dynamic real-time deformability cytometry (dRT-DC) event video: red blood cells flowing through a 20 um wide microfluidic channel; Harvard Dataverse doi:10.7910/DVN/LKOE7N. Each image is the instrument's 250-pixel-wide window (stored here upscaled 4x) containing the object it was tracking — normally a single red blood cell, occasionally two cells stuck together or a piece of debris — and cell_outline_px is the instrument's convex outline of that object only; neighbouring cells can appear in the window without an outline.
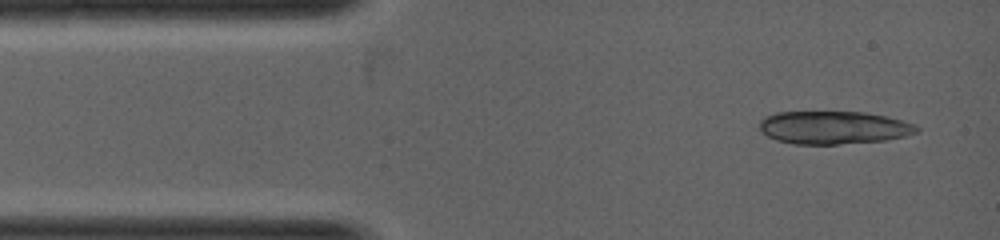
{"species": "common noctule bat (a hibernating species)", "species_latin": "Nyctalus noctula", "temperature_condition": "warm", "stored_images_in_passage": 1, "camera_frame_rate_fps": 5000, "um_per_image_px": 0.085, "animal": {"sex": "female", "body_mass_g": 19.0, "forearm_length_mm": 53.3}, "frame": {"image": 1, "passage_image": 1, "time_ms": 0.0, "image_size_px": [1000, 240], "cell_outline_px": [[920, 132], [904, 136], [884, 140], [836, 144], [796, 144], [776, 140], [768, 136], [760, 128], [760, 120], [764, 116], [776, 112], [864, 112], [888, 116], [916, 124], [920, 128]], "centroid_in_image_um": [70.89, 10.83], "position_along_channel_um": 14.1, "area_um2": 30.23}}